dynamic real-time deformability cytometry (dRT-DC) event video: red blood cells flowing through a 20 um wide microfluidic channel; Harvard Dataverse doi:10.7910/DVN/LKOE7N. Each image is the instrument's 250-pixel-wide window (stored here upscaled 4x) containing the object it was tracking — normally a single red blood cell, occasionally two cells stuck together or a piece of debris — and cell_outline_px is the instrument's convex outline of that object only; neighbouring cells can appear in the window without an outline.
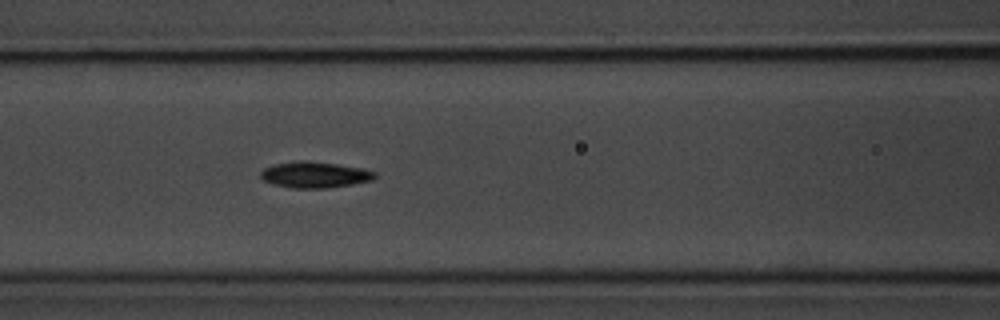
{"species": "common noctule bat (a hibernating species)", "species_latin": "Nyctalus noctula", "temperature_condition": "room temperature", "stored_images_in_passage": 9, "camera_frame_rate_fps": 3000, "um_per_image_px": 0.085, "animal": {"sex": "male", "body_mass_g": 20.1, "forearm_length_mm": 53.5}, "frame": {"image": 1, "passage_image": 8, "time_ms": 7.667, "image_size_px": [1000, 320], "cell_outline_px": [[376, 176], [372, 180], [352, 184], [324, 188], [292, 188], [272, 184], [264, 180], [260, 176], [260, 172], [264, 168], [272, 164], [336, 164], [360, 168], [376, 172]], "centroid_in_image_um": [26.76, 14.91], "position_along_channel_um": 139.8, "area_um2": 16.3}}